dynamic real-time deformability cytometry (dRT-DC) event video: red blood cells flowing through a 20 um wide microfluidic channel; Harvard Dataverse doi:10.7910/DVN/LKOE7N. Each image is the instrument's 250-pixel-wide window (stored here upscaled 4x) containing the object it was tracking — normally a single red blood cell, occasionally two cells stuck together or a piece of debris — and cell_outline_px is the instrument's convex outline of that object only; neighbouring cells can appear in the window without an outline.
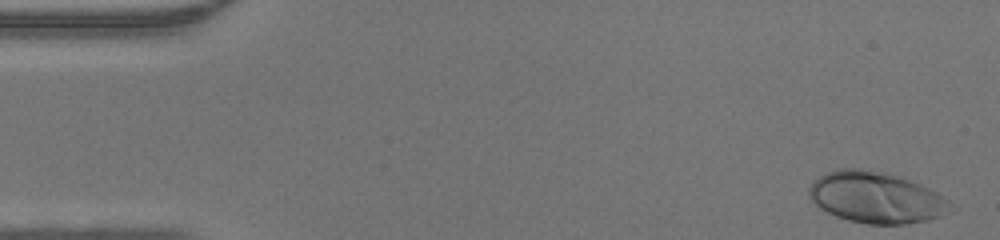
{"species": "human", "species_latin": "Homo sapiens", "temperature_condition": "warm", "stored_images_in_passage": 39, "camera_frame_rate_fps": 3000, "um_per_image_px": 0.085, "donor": {"sex": "male"}, "frame": {"image": 1, "passage_image": 1, "time_ms": 0.0, "image_size_px": [1000, 240], "cell_outline_px": [[948, 200], [940, 216], [928, 220], [904, 224], [868, 224], [848, 220], [836, 216], [820, 208], [808, 196], [808, 188], [812, 180], [824, 172], [840, 168], [860, 168], [896, 176], [920, 184], [936, 192]], "centroid_in_image_um": [74.33, 16.77], "position_along_channel_um": 10.7, "area_um2": 41.5}}
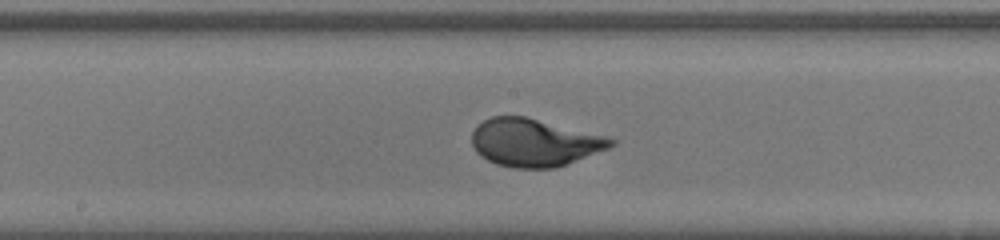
{"frame": {"image": 2, "passage_image": 23, "time_ms": 7.333, "image_size_px": [1000, 240], "cell_outline_px": [[616, 144], [608, 148], [556, 168], [512, 168], [496, 164], [480, 156], [476, 152], [472, 144], [472, 132], [484, 120], [492, 116], [524, 116], [604, 136], [616, 140]], "centroid_in_image_um": [45.38, 12.13], "position_along_channel_um": 202.8, "area_um2": 38.26}}
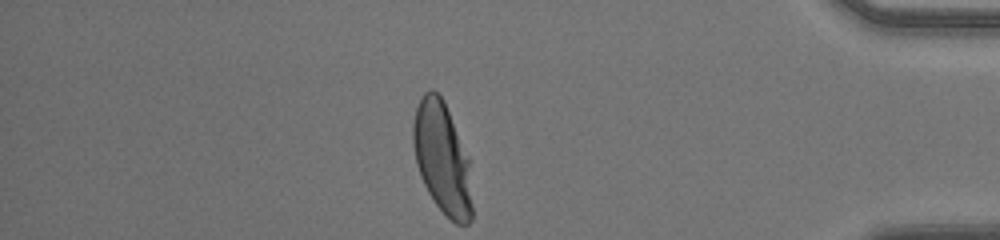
{"frame": {"image": 3, "passage_image": 39, "time_ms": 12.667, "image_size_px": [1000, 240], "cell_outline_px": [[472, 220], [468, 224], [456, 224], [436, 204], [428, 192], [420, 176], [416, 164], [412, 144], [412, 124], [416, 108], [424, 92], [432, 88], [440, 96], [448, 112], [468, 156], [472, 204]], "centroid_in_image_um": [37.56, 13.46], "position_along_channel_um": 397.6, "area_um2": 37.97}}